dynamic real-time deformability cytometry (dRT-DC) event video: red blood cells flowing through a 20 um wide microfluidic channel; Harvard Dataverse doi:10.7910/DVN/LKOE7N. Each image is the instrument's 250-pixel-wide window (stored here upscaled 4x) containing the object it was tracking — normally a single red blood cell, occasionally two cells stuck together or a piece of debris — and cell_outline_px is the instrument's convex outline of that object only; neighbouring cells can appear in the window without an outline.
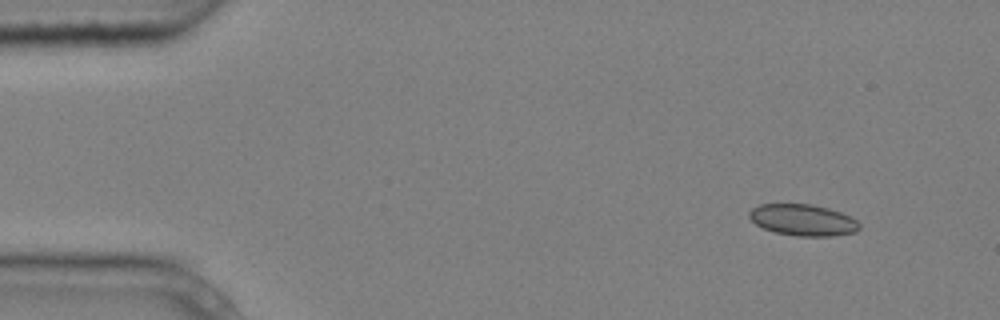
{"species": "common noctule bat (a hibernating species)", "species_latin": "Nyctalus noctula", "temperature_condition": "cold", "stored_images_in_passage": 2, "camera_frame_rate_fps": 3000, "um_per_image_px": 0.085, "animal": {"sex": "male", "body_mass_g": 20.4}, "frame": {"image": 1, "passage_image": 1, "time_ms": 0.0, "image_size_px": [1000, 320], "cell_outline_px": [[860, 228], [856, 232], [832, 236], [796, 236], [776, 232], [764, 228], [756, 224], [748, 216], [748, 212], [752, 208], [760, 204], [808, 204], [828, 208], [840, 212], [856, 220], [860, 224]], "centroid_in_image_um": [68.24, 18.7], "position_along_channel_um": 16.8, "area_um2": 20.06}}